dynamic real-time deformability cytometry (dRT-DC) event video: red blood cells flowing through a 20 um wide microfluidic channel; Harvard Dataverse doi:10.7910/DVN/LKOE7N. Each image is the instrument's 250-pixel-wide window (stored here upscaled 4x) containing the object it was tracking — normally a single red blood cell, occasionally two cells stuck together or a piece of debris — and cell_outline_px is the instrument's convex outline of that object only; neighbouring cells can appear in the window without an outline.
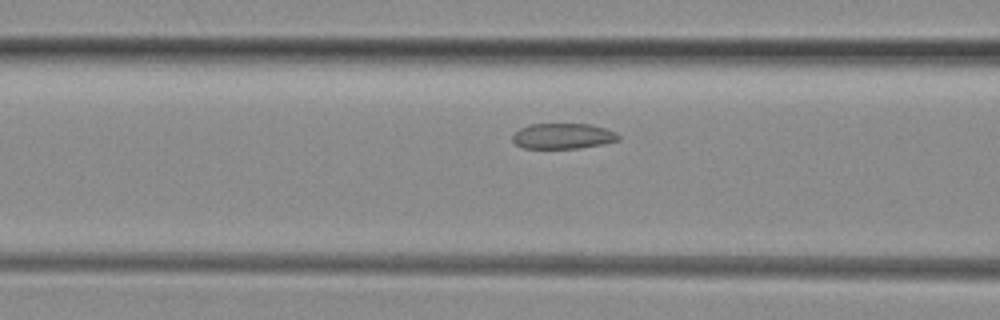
{"species": "common noctule bat (a hibernating species)", "species_latin": "Nyctalus noctula", "temperature_condition": "room temperature", "stored_images_in_passage": 43, "camera_frame_rate_fps": 3000, "um_per_image_px": 0.085, "animal": {"sex": "female", "body_mass_g": 29.2, "forearm_length_mm": 56.3}, "frame": {"image": 1, "passage_image": 12, "time_ms": 3.667, "image_size_px": [1000, 320], "cell_outline_px": [[620, 140], [604, 144], [580, 148], [524, 148], [516, 144], [512, 140], [512, 136], [520, 128], [528, 124], [592, 124], [616, 132], [620, 136]], "centroid_in_image_um": [47.87, 11.56], "position_along_channel_um": 118.7, "area_um2": 15.84}}
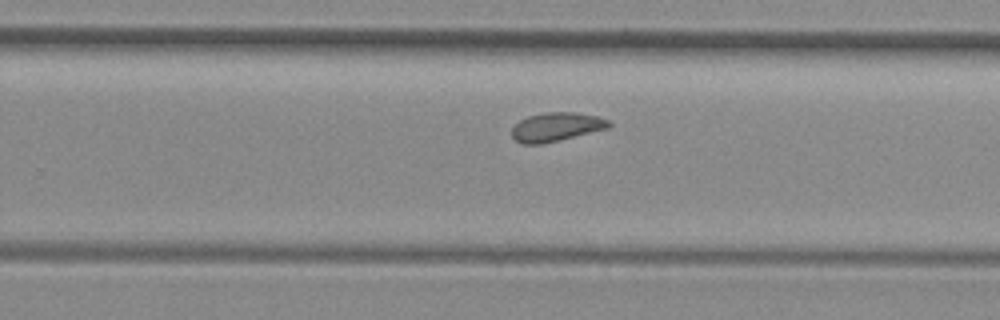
{"frame": {"image": 2, "passage_image": 24, "time_ms": 7.667, "image_size_px": [1000, 320], "cell_outline_px": [[612, 124], [608, 128], [560, 140], [540, 144], [520, 144], [512, 136], [512, 124], [528, 116], [544, 112], [576, 112], [596, 116], [608, 120]], "centroid_in_image_um": [47.25, 10.78], "position_along_channel_um": 282.6, "area_um2": 16.36}}
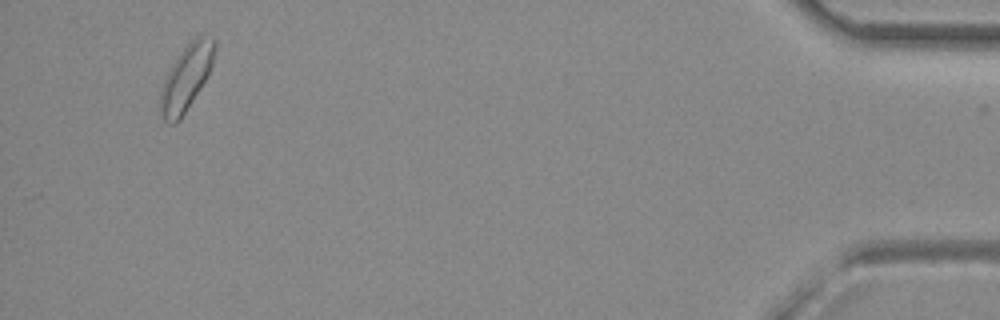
{"frame": {"image": 3, "passage_image": 40, "time_ms": 13.0, "image_size_px": [1000, 320], "cell_outline_px": [[216, 44], [212, 64], [204, 80], [180, 120], [176, 124], [168, 124], [164, 120], [160, 112], [160, 92], [164, 80], [172, 64], [184, 48], [192, 40], [200, 36], [212, 40]], "centroid_in_image_um": [15.78, 6.67], "position_along_channel_um": 419.4, "area_um2": 19.88}, "authors_computed_cell_mechanics": {"area_um2": 16.5886, "velocity_mm_per_s": 4.109, "shape_relaxation_time_tau1_ms": null, "shape_relaxation_time_tau2_ms": 1.929, "deformation_change_tau1": null, "deformation_change_tau2": 0.0615}}